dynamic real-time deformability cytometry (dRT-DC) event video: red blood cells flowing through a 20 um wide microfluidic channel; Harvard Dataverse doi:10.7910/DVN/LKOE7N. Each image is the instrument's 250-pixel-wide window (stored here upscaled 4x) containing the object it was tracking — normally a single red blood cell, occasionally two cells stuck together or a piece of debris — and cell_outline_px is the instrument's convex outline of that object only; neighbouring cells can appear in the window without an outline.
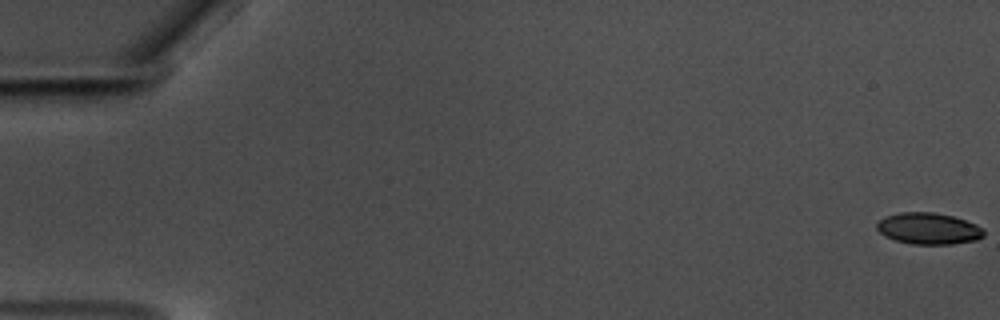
{"species": "common noctule bat (a hibernating species)", "species_latin": "Nyctalus noctula", "temperature_condition": "warm", "stored_images_in_passage": 59, "camera_frame_rate_fps": 3000, "um_per_image_px": 0.085, "animal": {"sex": "male", "body_mass_g": 17.5, "forearm_length_mm": 52.3}, "frame": {"image": 1, "passage_image": 1, "time_ms": 0.0, "image_size_px": [1000, 320], "cell_outline_px": [[984, 236], [976, 240], [952, 244], [912, 244], [896, 240], [884, 236], [876, 228], [876, 224], [884, 216], [900, 212], [932, 212], [952, 216], [976, 224], [984, 228]], "centroid_in_image_um": [78.92, 19.42], "position_along_channel_um": 6.1, "area_um2": 19.65}}
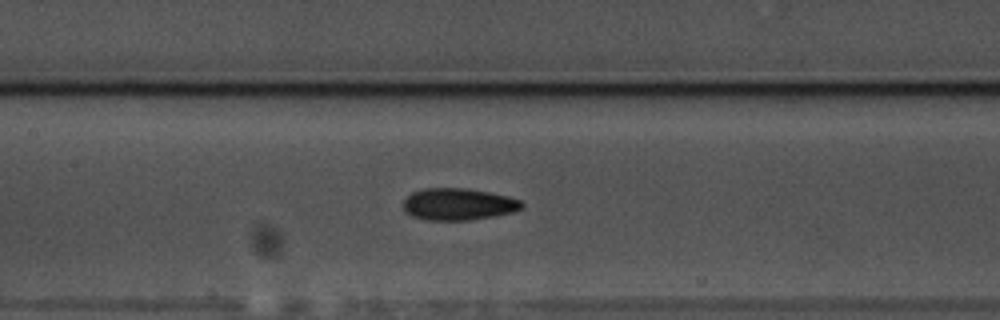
{"frame": {"image": 2, "passage_image": 29, "time_ms": 9.333, "image_size_px": [1000, 320], "cell_outline_px": [[524, 208], [512, 212], [492, 216], [468, 220], [424, 220], [412, 216], [404, 212], [404, 200], [412, 192], [424, 188], [468, 188], [508, 196], [520, 200], [524, 204]], "centroid_in_image_um": [38.95, 17.35], "position_along_channel_um": 168.5, "area_um2": 22.08}}
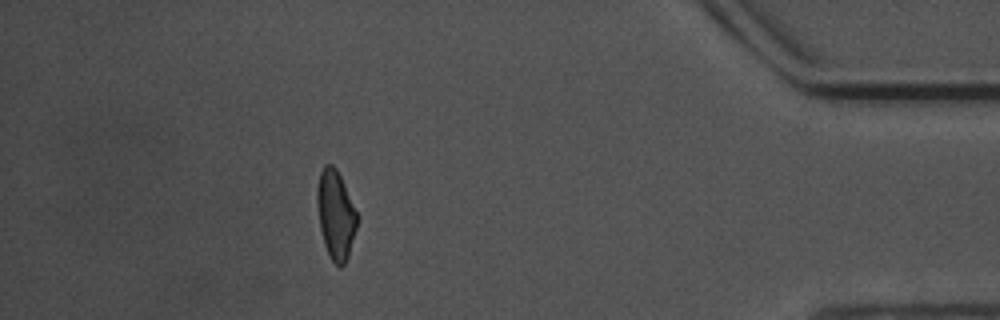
{"frame": {"image": 3, "passage_image": 53, "time_ms": 17.333, "image_size_px": [1000, 320], "cell_outline_px": [[356, 228], [348, 256], [344, 264], [340, 268], [332, 260], [324, 244], [320, 228], [316, 204], [316, 188], [320, 172], [324, 164], [332, 164], [336, 168], [340, 176], [356, 212]], "centroid_in_image_um": [28.49, 18.23], "position_along_channel_um": 406.7, "area_um2": 20.35}, "authors_computed_cell_mechanics": {"area_um2": 20.808, "velocity_mm_per_s": 3.5584, "shape_relaxation_time_tau1_ms": 4.4989, "shape_relaxation_time_tau2_ms": 4.3894, "deformation_change_tau1": 0.1347, "deformation_change_tau2": 0.1045}}